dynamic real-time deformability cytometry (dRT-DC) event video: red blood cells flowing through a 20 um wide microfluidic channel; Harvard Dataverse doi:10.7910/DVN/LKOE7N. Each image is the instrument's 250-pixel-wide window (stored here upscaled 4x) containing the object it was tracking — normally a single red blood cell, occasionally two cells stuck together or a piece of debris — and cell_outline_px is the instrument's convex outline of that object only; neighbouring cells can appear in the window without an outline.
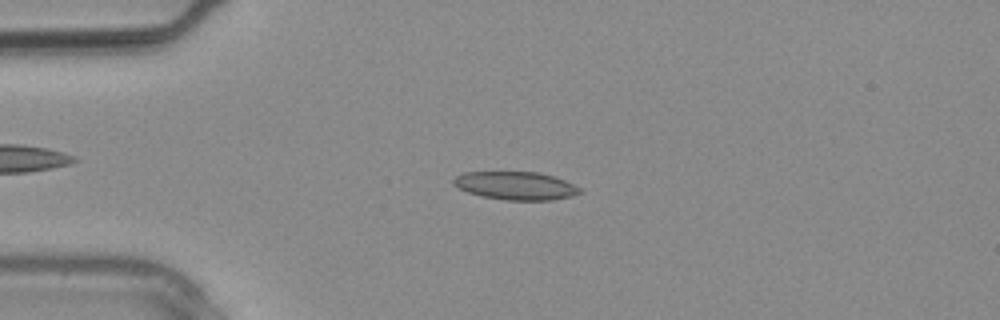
{"species": "common noctule bat (a hibernating species)", "species_latin": "Nyctalus noctula", "temperature_condition": "warm", "stored_images_in_passage": 2, "camera_frame_rate_fps": 3000, "um_per_image_px": 0.085, "animal": {"sex": "male", "body_mass_g": 20.4}, "frame": {"image": 1, "passage_image": 2, "time_ms": 0.333, "image_size_px": [1000, 320], "cell_outline_px": [[584, 192], [572, 196], [552, 200], [504, 200], [480, 196], [468, 192], [452, 184], [452, 180], [456, 176], [464, 172], [540, 172], [564, 180], [580, 188]], "centroid_in_image_um": [43.83, 15.79], "position_along_channel_um": 41.2, "area_um2": 20.75}}